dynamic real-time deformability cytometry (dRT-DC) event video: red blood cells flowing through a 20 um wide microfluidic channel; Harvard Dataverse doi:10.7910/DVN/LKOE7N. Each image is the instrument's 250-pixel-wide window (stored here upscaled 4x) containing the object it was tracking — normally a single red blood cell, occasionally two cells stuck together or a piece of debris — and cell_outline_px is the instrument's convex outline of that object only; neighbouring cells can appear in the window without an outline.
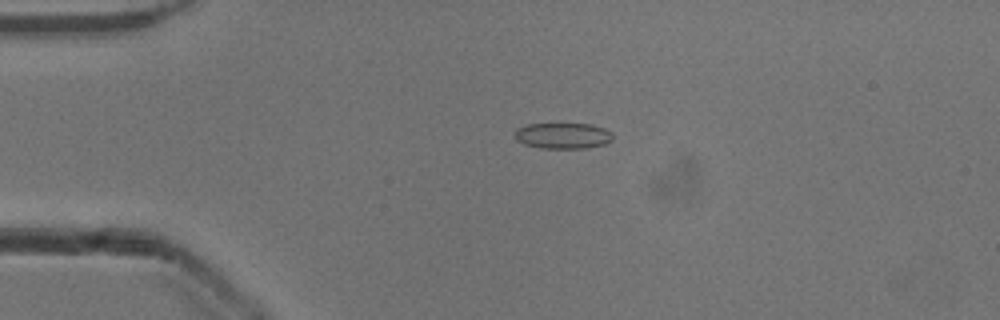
{"species": "common noctule bat (a hibernating species)", "species_latin": "Nyctalus noctula", "temperature_condition": "cold", "stored_images_in_passage": 45, "camera_frame_rate_fps": 3000, "um_per_image_px": 0.085, "animal": {"sex": "male", "body_mass_g": 13.3}, "frame": {"image": 1, "passage_image": 5, "time_ms": 1.333, "image_size_px": [1000, 320], "cell_outline_px": [[612, 140], [604, 144], [584, 148], [540, 148], [524, 144], [516, 140], [512, 132], [516, 128], [528, 124], [592, 124], [604, 128], [612, 132]], "centroid_in_image_um": [47.8, 11.53], "position_along_channel_um": 37.2, "area_um2": 14.91}}
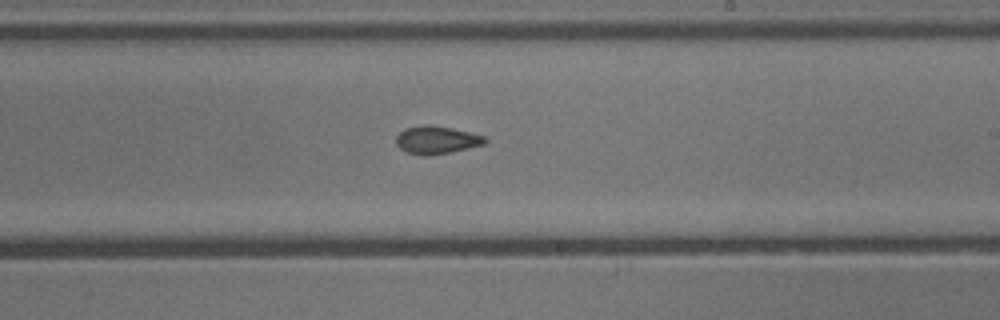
{"frame": {"image": 2, "passage_image": 24, "time_ms": 7.667, "image_size_px": [1000, 320], "cell_outline_px": [[488, 140], [484, 144], [468, 148], [448, 152], [424, 156], [408, 152], [400, 148], [396, 144], [396, 136], [404, 128], [424, 124], [428, 124], [452, 128], [484, 136]], "centroid_in_image_um": [37.08, 11.88], "position_along_channel_um": 251.9, "area_um2": 14.28}}
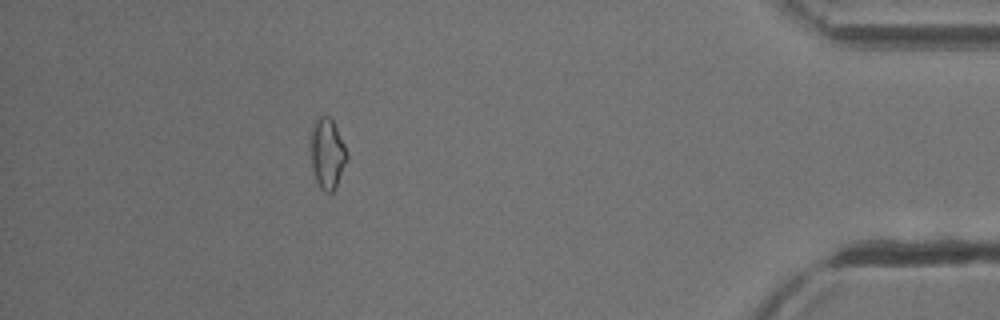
{"frame": {"image": 3, "passage_image": 40, "time_ms": 13.0, "image_size_px": [1000, 320], "cell_outline_px": [[348, 156], [336, 188], [332, 192], [324, 192], [320, 188], [316, 180], [312, 168], [312, 128], [316, 120], [320, 116], [328, 116], [332, 120], [348, 152]], "centroid_in_image_um": [27.84, 13.09], "position_along_channel_um": 407.4, "area_um2": 14.51}, "authors_computed_cell_mechanics": {"area_um2": 14.2766, "velocity_mm_per_s": 3.9259, "shape_relaxation_time_tau1_ms": null, "shape_relaxation_time_tau2_ms": 2.5382, "deformation_change_tau1": null, "deformation_change_tau2": 0.0818}}